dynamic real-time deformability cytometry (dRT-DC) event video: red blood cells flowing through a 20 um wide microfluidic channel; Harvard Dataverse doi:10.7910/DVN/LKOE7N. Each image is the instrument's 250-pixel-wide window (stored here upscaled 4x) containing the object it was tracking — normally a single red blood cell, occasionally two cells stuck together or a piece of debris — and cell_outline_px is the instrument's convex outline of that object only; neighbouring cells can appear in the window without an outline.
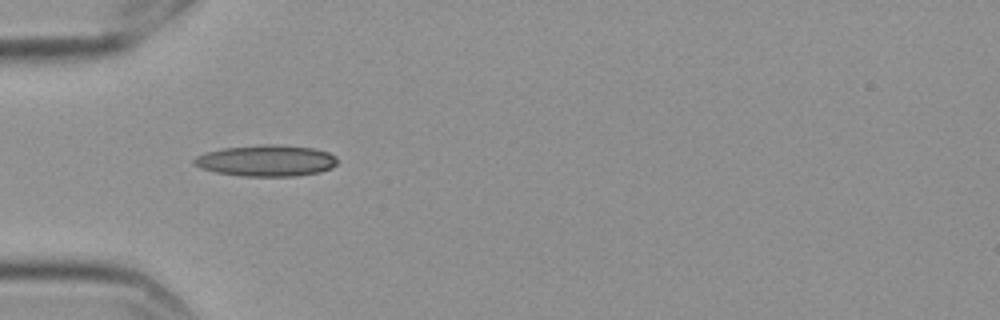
{"species": "Egyptian fruit bat (a non-hibernating species)", "species_latin": "Rousettus aegyptiacus", "temperature_condition": "cold", "stored_images_in_passage": 2, "camera_frame_rate_fps": 3000, "um_per_image_px": 0.085, "frame": {"image": 1, "passage_image": 1, "time_ms": 0.0, "image_size_px": [1000, 320], "cell_outline_px": [[336, 164], [332, 168], [320, 172], [296, 176], [244, 176], [216, 172], [200, 168], [192, 164], [192, 160], [196, 156], [204, 152], [224, 148], [260, 144], [276, 144], [312, 148], [328, 152], [336, 156]], "centroid_in_image_um": [22.61, 13.65], "position_along_channel_um": 62.4, "area_um2": 26.3}}
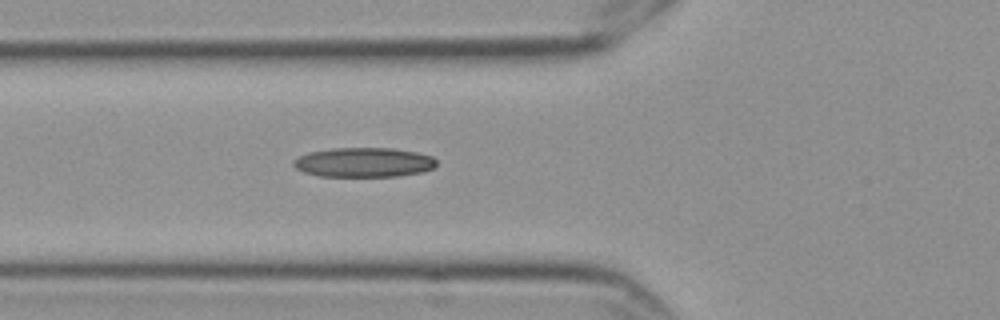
{"frame": {"image": 2, "passage_image": 2, "time_ms": 0.333, "image_size_px": [1000, 320], "cell_outline_px": [[436, 164], [432, 168], [420, 172], [396, 176], [320, 176], [304, 172], [296, 168], [292, 164], [292, 160], [308, 152], [332, 148], [392, 148], [416, 152], [432, 156], [436, 160]], "centroid_in_image_um": [30.89, 13.79], "position_along_channel_um": 94.9, "area_um2": 24.51}}